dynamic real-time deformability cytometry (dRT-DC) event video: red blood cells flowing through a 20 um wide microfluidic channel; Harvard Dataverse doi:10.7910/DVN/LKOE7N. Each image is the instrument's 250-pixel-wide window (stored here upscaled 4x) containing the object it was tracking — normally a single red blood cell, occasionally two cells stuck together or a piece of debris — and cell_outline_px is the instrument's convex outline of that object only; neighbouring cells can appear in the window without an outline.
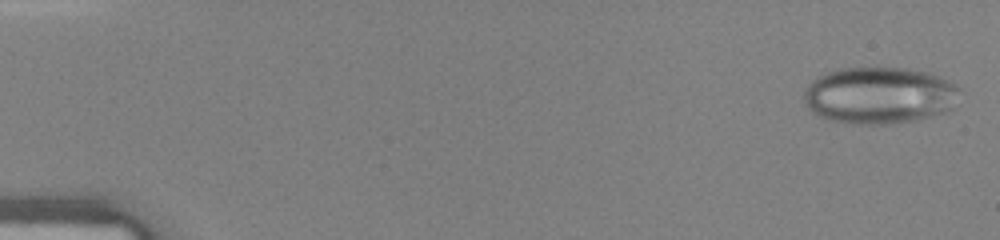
{"species": "human", "species_latin": "Homo sapiens", "temperature_condition": "warm", "stored_images_in_passage": 43, "camera_frame_rate_fps": 3000, "um_per_image_px": 0.085, "donor": {"sex": "female"}, "frame": {"image": 1, "passage_image": 1, "time_ms": 0.0, "image_size_px": [1000, 240], "cell_outline_px": [[960, 88], [952, 108], [944, 112], [916, 120], [888, 124], [852, 124], [832, 120], [820, 116], [812, 112], [804, 104], [804, 92], [808, 84], [816, 76], [840, 68], [908, 68], [928, 72], [940, 76], [956, 84]], "centroid_in_image_um": [74.73, 8.1], "position_along_channel_um": 10.3, "area_um2": 51.79}}
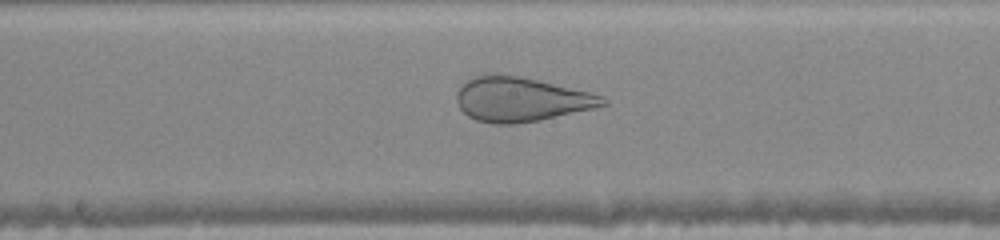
{"frame": {"image": 2, "passage_image": 23, "time_ms": 7.333, "image_size_px": [1000, 240], "cell_outline_px": [[608, 104], [596, 108], [540, 120], [512, 124], [492, 124], [476, 120], [468, 116], [460, 108], [456, 100], [456, 92], [460, 84], [464, 80], [472, 76], [484, 72], [500, 72], [592, 92], [604, 96], [608, 100]], "centroid_in_image_um": [44.24, 8.41], "position_along_channel_um": 204.0, "area_um2": 38.67}}
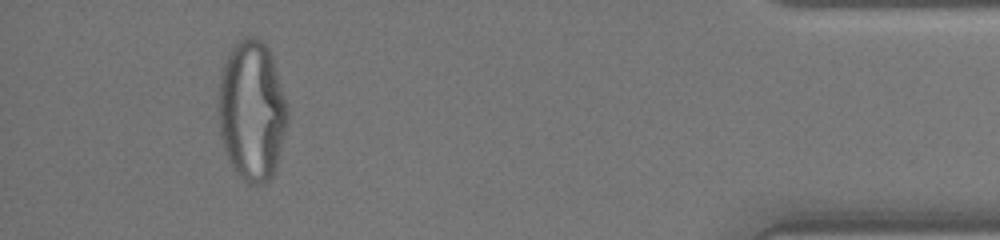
{"frame": {"image": 3, "passage_image": 40, "time_ms": 13.0, "image_size_px": [1000, 240], "cell_outline_px": [[288, 124], [276, 168], [272, 176], [268, 180], [260, 184], [252, 184], [244, 180], [232, 168], [228, 160], [220, 136], [216, 112], [216, 100], [220, 76], [224, 64], [232, 48], [244, 36], [256, 36], [268, 48], [272, 56], [288, 104]], "centroid_in_image_um": [21.39, 9.41], "position_along_channel_um": 413.8, "area_um2": 57.45}}